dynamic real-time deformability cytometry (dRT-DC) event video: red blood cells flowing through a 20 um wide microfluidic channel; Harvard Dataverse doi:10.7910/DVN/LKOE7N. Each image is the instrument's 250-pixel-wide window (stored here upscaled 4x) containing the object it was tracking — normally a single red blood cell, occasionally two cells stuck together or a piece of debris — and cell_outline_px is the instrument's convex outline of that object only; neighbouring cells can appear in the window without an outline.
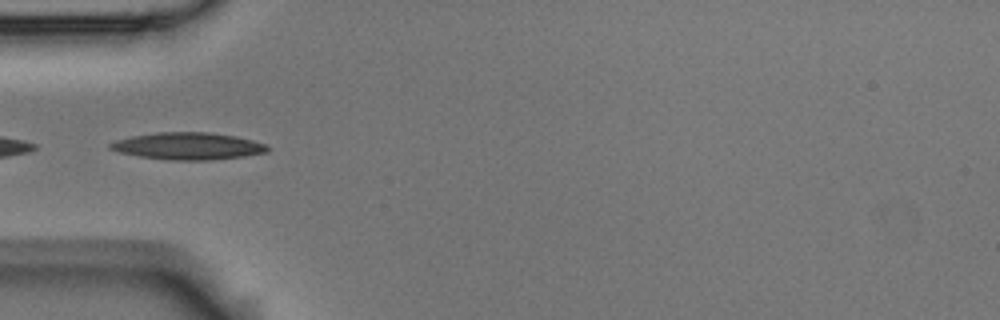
{"species": "Egyptian fruit bat (a non-hibernating species)", "species_latin": "Rousettus aegyptiacus", "temperature_condition": "room temperature", "stored_images_in_passage": 5, "camera_frame_rate_fps": 3000, "um_per_image_px": 0.085, "animal": {"sex": "male"}, "frame": {"image": 1, "passage_image": 3, "time_ms": 0.667, "image_size_px": [1000, 320], "cell_outline_px": [[268, 152], [244, 156], [208, 160], [168, 160], [140, 156], [120, 152], [108, 148], [108, 144], [116, 140], [132, 136], [156, 132], [208, 132], [236, 136], [252, 140], [264, 144], [268, 148]], "centroid_in_image_um": [15.96, 12.41], "position_along_channel_um": 69.0, "area_um2": 24.68}}
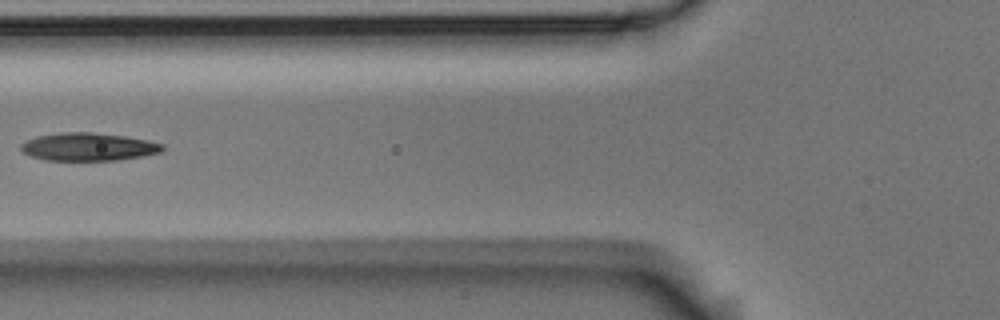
{"frame": {"image": 2, "passage_image": 4, "time_ms": 1.0, "image_size_px": [1000, 320], "cell_outline_px": [[164, 148], [160, 152], [144, 156], [116, 160], [44, 160], [32, 156], [24, 152], [20, 148], [20, 144], [36, 136], [64, 132], [88, 132], [124, 136], [148, 140], [164, 144]], "centroid_in_image_um": [7.52, 12.48], "position_along_channel_um": 118.3, "area_um2": 22.89}}
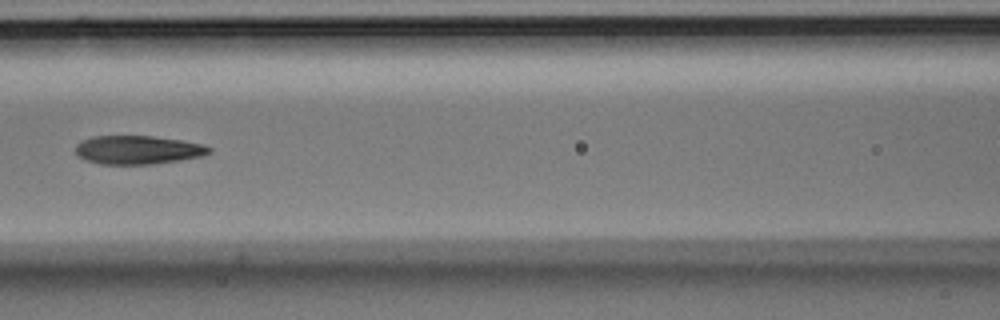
{"frame": {"image": 3, "passage_image": 5, "time_ms": 1.333, "image_size_px": [1000, 320], "cell_outline_px": [[212, 152], [204, 156], [180, 160], [152, 164], [100, 164], [84, 160], [76, 156], [76, 144], [80, 140], [92, 136], [152, 136], [184, 140], [204, 144], [212, 148]], "centroid_in_image_um": [11.72, 12.74], "position_along_channel_um": 154.9, "area_um2": 22.66}}